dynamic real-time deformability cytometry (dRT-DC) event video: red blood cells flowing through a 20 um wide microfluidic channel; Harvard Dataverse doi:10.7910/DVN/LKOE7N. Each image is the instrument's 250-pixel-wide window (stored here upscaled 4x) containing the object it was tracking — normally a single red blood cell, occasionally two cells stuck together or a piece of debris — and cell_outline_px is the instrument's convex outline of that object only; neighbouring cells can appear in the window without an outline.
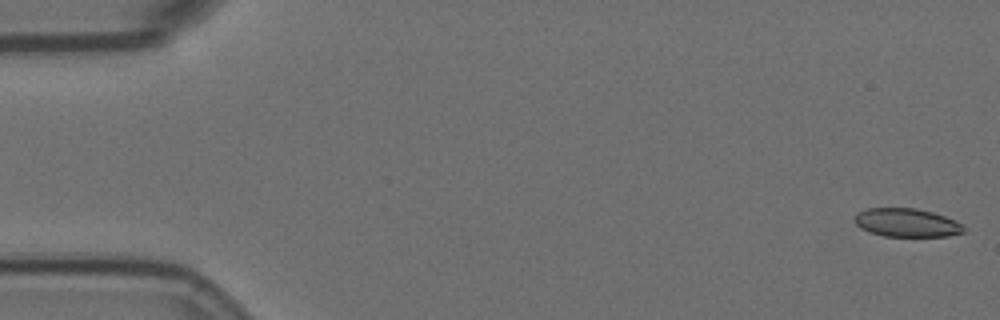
{"species": "Egyptian fruit bat (a non-hibernating species)", "species_latin": "Rousettus aegyptiacus", "temperature_condition": "room temperature", "stored_images_in_passage": 57, "camera_frame_rate_fps": 3000, "um_per_image_px": 0.085, "animal": {"sex": "female"}, "frame": {"image": 1, "passage_image": 1, "time_ms": 0.0, "image_size_px": [1000, 320], "cell_outline_px": [[964, 232], [948, 236], [884, 236], [868, 232], [860, 228], [856, 224], [856, 216], [860, 212], [868, 208], [916, 208], [932, 212], [956, 220], [964, 228]], "centroid_in_image_um": [77.08, 18.93], "position_along_channel_um": 7.9, "area_um2": 17.92}}
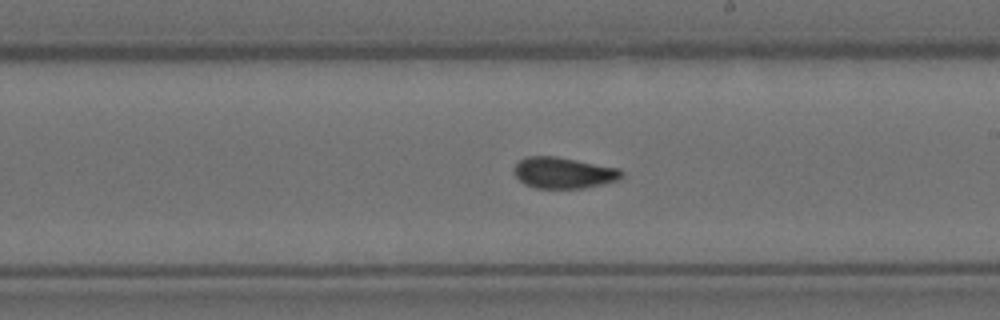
{"frame": {"image": 2, "passage_image": 32, "time_ms": 10.333, "image_size_px": [1000, 320], "cell_outline_px": [[624, 176], [616, 180], [584, 188], [536, 188], [524, 184], [516, 176], [512, 168], [520, 160], [528, 156], [556, 156], [620, 168], [624, 172]], "centroid_in_image_um": [47.9, 14.68], "position_along_channel_um": 241.1, "area_um2": 19.54}}
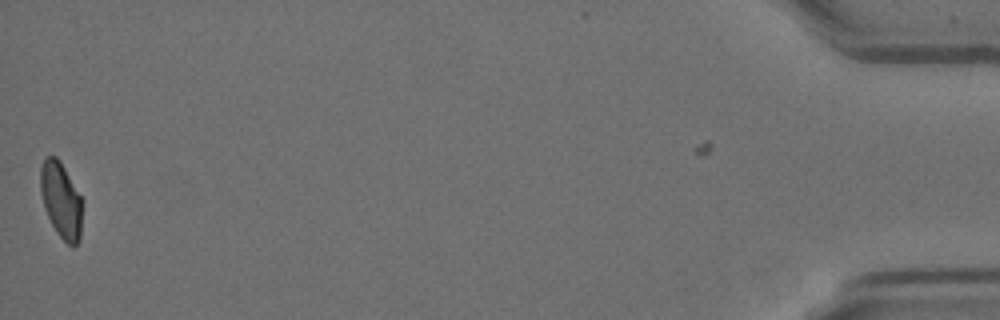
{"frame": {"image": 3, "passage_image": 56, "time_ms": 18.333, "image_size_px": [1000, 320], "cell_outline_px": [[84, 200], [80, 240], [72, 248], [56, 232], [44, 208], [40, 192], [40, 168], [44, 156], [56, 156], [60, 160]], "centroid_in_image_um": [5.22, 17.0], "position_along_channel_um": 430.0, "area_um2": 19.07}, "authors_computed_cell_mechanics": {"area_um2": 19.363, "velocity_mm_per_s": 3.5934, "shape_relaxation_time_tau1_ms": null, "shape_relaxation_time_tau2_ms": 1.9558, "deformation_change_tau1": null, "deformation_change_tau2": 0.0774}}